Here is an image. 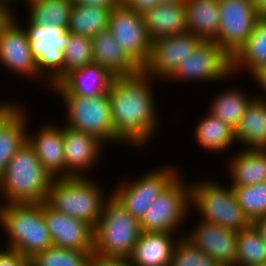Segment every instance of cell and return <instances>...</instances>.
Masks as SVG:
<instances>
[{
	"label": "cell",
	"mask_w": 266,
	"mask_h": 266,
	"mask_svg": "<svg viewBox=\"0 0 266 266\" xmlns=\"http://www.w3.org/2000/svg\"><path fill=\"white\" fill-rule=\"evenodd\" d=\"M170 266H221L212 256L203 253L183 235L174 248Z\"/></svg>",
	"instance_id": "obj_37"
},
{
	"label": "cell",
	"mask_w": 266,
	"mask_h": 266,
	"mask_svg": "<svg viewBox=\"0 0 266 266\" xmlns=\"http://www.w3.org/2000/svg\"><path fill=\"white\" fill-rule=\"evenodd\" d=\"M184 178L180 174L152 202V205L149 206L139 221L142 231L169 232L183 235L185 230L180 227L191 214V186L190 181Z\"/></svg>",
	"instance_id": "obj_8"
},
{
	"label": "cell",
	"mask_w": 266,
	"mask_h": 266,
	"mask_svg": "<svg viewBox=\"0 0 266 266\" xmlns=\"http://www.w3.org/2000/svg\"><path fill=\"white\" fill-rule=\"evenodd\" d=\"M6 4L4 0H0V9Z\"/></svg>",
	"instance_id": "obj_49"
},
{
	"label": "cell",
	"mask_w": 266,
	"mask_h": 266,
	"mask_svg": "<svg viewBox=\"0 0 266 266\" xmlns=\"http://www.w3.org/2000/svg\"><path fill=\"white\" fill-rule=\"evenodd\" d=\"M261 16L251 0L219 1V30L213 41L232 58L252 34Z\"/></svg>",
	"instance_id": "obj_11"
},
{
	"label": "cell",
	"mask_w": 266,
	"mask_h": 266,
	"mask_svg": "<svg viewBox=\"0 0 266 266\" xmlns=\"http://www.w3.org/2000/svg\"><path fill=\"white\" fill-rule=\"evenodd\" d=\"M65 105L64 126L95 136L104 145L124 142L115 134L109 94L94 97L59 95Z\"/></svg>",
	"instance_id": "obj_7"
},
{
	"label": "cell",
	"mask_w": 266,
	"mask_h": 266,
	"mask_svg": "<svg viewBox=\"0 0 266 266\" xmlns=\"http://www.w3.org/2000/svg\"><path fill=\"white\" fill-rule=\"evenodd\" d=\"M213 180L190 181L191 211L199 212L205 222L236 232L250 227L252 222L238 204L232 187Z\"/></svg>",
	"instance_id": "obj_6"
},
{
	"label": "cell",
	"mask_w": 266,
	"mask_h": 266,
	"mask_svg": "<svg viewBox=\"0 0 266 266\" xmlns=\"http://www.w3.org/2000/svg\"><path fill=\"white\" fill-rule=\"evenodd\" d=\"M73 4L92 5L99 7L113 8L120 3V0H71Z\"/></svg>",
	"instance_id": "obj_43"
},
{
	"label": "cell",
	"mask_w": 266,
	"mask_h": 266,
	"mask_svg": "<svg viewBox=\"0 0 266 266\" xmlns=\"http://www.w3.org/2000/svg\"><path fill=\"white\" fill-rule=\"evenodd\" d=\"M266 67V14L258 19L252 34L232 57V73L245 72L252 76ZM236 74V75H235Z\"/></svg>",
	"instance_id": "obj_25"
},
{
	"label": "cell",
	"mask_w": 266,
	"mask_h": 266,
	"mask_svg": "<svg viewBox=\"0 0 266 266\" xmlns=\"http://www.w3.org/2000/svg\"><path fill=\"white\" fill-rule=\"evenodd\" d=\"M185 0H157V5L159 3H181L184 2Z\"/></svg>",
	"instance_id": "obj_47"
},
{
	"label": "cell",
	"mask_w": 266,
	"mask_h": 266,
	"mask_svg": "<svg viewBox=\"0 0 266 266\" xmlns=\"http://www.w3.org/2000/svg\"><path fill=\"white\" fill-rule=\"evenodd\" d=\"M28 113L24 107L0 132V179L10 160L27 141L28 120L31 116Z\"/></svg>",
	"instance_id": "obj_31"
},
{
	"label": "cell",
	"mask_w": 266,
	"mask_h": 266,
	"mask_svg": "<svg viewBox=\"0 0 266 266\" xmlns=\"http://www.w3.org/2000/svg\"><path fill=\"white\" fill-rule=\"evenodd\" d=\"M142 15L151 41L188 31L184 2L159 3Z\"/></svg>",
	"instance_id": "obj_22"
},
{
	"label": "cell",
	"mask_w": 266,
	"mask_h": 266,
	"mask_svg": "<svg viewBox=\"0 0 266 266\" xmlns=\"http://www.w3.org/2000/svg\"><path fill=\"white\" fill-rule=\"evenodd\" d=\"M232 189L238 204L251 222L266 217V181Z\"/></svg>",
	"instance_id": "obj_35"
},
{
	"label": "cell",
	"mask_w": 266,
	"mask_h": 266,
	"mask_svg": "<svg viewBox=\"0 0 266 266\" xmlns=\"http://www.w3.org/2000/svg\"><path fill=\"white\" fill-rule=\"evenodd\" d=\"M231 187L254 185L266 181V150L240 149L229 157Z\"/></svg>",
	"instance_id": "obj_24"
},
{
	"label": "cell",
	"mask_w": 266,
	"mask_h": 266,
	"mask_svg": "<svg viewBox=\"0 0 266 266\" xmlns=\"http://www.w3.org/2000/svg\"><path fill=\"white\" fill-rule=\"evenodd\" d=\"M28 23V24H27ZM23 26L34 59L38 76L48 89L63 79L65 47L69 40V31L55 25H37L29 19Z\"/></svg>",
	"instance_id": "obj_9"
},
{
	"label": "cell",
	"mask_w": 266,
	"mask_h": 266,
	"mask_svg": "<svg viewBox=\"0 0 266 266\" xmlns=\"http://www.w3.org/2000/svg\"><path fill=\"white\" fill-rule=\"evenodd\" d=\"M93 177L54 178L46 203L61 213L96 226L105 200L110 196Z\"/></svg>",
	"instance_id": "obj_4"
},
{
	"label": "cell",
	"mask_w": 266,
	"mask_h": 266,
	"mask_svg": "<svg viewBox=\"0 0 266 266\" xmlns=\"http://www.w3.org/2000/svg\"><path fill=\"white\" fill-rule=\"evenodd\" d=\"M116 76L98 63L71 71L50 90L58 95L94 97L109 93Z\"/></svg>",
	"instance_id": "obj_19"
},
{
	"label": "cell",
	"mask_w": 266,
	"mask_h": 266,
	"mask_svg": "<svg viewBox=\"0 0 266 266\" xmlns=\"http://www.w3.org/2000/svg\"><path fill=\"white\" fill-rule=\"evenodd\" d=\"M229 77H234L232 58L216 42L203 41L166 81L217 83Z\"/></svg>",
	"instance_id": "obj_12"
},
{
	"label": "cell",
	"mask_w": 266,
	"mask_h": 266,
	"mask_svg": "<svg viewBox=\"0 0 266 266\" xmlns=\"http://www.w3.org/2000/svg\"><path fill=\"white\" fill-rule=\"evenodd\" d=\"M141 233L139 220L110 194L94 227V252L104 257L128 258Z\"/></svg>",
	"instance_id": "obj_5"
},
{
	"label": "cell",
	"mask_w": 266,
	"mask_h": 266,
	"mask_svg": "<svg viewBox=\"0 0 266 266\" xmlns=\"http://www.w3.org/2000/svg\"><path fill=\"white\" fill-rule=\"evenodd\" d=\"M108 30L124 52L142 69L151 50L143 15L120 2L111 9Z\"/></svg>",
	"instance_id": "obj_13"
},
{
	"label": "cell",
	"mask_w": 266,
	"mask_h": 266,
	"mask_svg": "<svg viewBox=\"0 0 266 266\" xmlns=\"http://www.w3.org/2000/svg\"><path fill=\"white\" fill-rule=\"evenodd\" d=\"M181 235L169 232H144L128 257L132 266H170Z\"/></svg>",
	"instance_id": "obj_21"
},
{
	"label": "cell",
	"mask_w": 266,
	"mask_h": 266,
	"mask_svg": "<svg viewBox=\"0 0 266 266\" xmlns=\"http://www.w3.org/2000/svg\"><path fill=\"white\" fill-rule=\"evenodd\" d=\"M243 90L234 86V88H226L223 92H217L209 104L210 106L207 109L208 113L227 123L235 130L245 109L255 98V91L250 96Z\"/></svg>",
	"instance_id": "obj_29"
},
{
	"label": "cell",
	"mask_w": 266,
	"mask_h": 266,
	"mask_svg": "<svg viewBox=\"0 0 266 266\" xmlns=\"http://www.w3.org/2000/svg\"><path fill=\"white\" fill-rule=\"evenodd\" d=\"M0 266H29V259L19 251L1 248Z\"/></svg>",
	"instance_id": "obj_38"
},
{
	"label": "cell",
	"mask_w": 266,
	"mask_h": 266,
	"mask_svg": "<svg viewBox=\"0 0 266 266\" xmlns=\"http://www.w3.org/2000/svg\"><path fill=\"white\" fill-rule=\"evenodd\" d=\"M64 52L63 78L73 70L94 63L91 37L69 31V40Z\"/></svg>",
	"instance_id": "obj_36"
},
{
	"label": "cell",
	"mask_w": 266,
	"mask_h": 266,
	"mask_svg": "<svg viewBox=\"0 0 266 266\" xmlns=\"http://www.w3.org/2000/svg\"><path fill=\"white\" fill-rule=\"evenodd\" d=\"M234 137L242 149L266 150V101L256 97L252 100L234 130Z\"/></svg>",
	"instance_id": "obj_26"
},
{
	"label": "cell",
	"mask_w": 266,
	"mask_h": 266,
	"mask_svg": "<svg viewBox=\"0 0 266 266\" xmlns=\"http://www.w3.org/2000/svg\"><path fill=\"white\" fill-rule=\"evenodd\" d=\"M0 227L8 238L4 248L19 251L28 259L52 246L43 202L0 204Z\"/></svg>",
	"instance_id": "obj_3"
},
{
	"label": "cell",
	"mask_w": 266,
	"mask_h": 266,
	"mask_svg": "<svg viewBox=\"0 0 266 266\" xmlns=\"http://www.w3.org/2000/svg\"><path fill=\"white\" fill-rule=\"evenodd\" d=\"M92 52L94 63L108 69L116 77L132 75L141 70L108 29L92 37Z\"/></svg>",
	"instance_id": "obj_23"
},
{
	"label": "cell",
	"mask_w": 266,
	"mask_h": 266,
	"mask_svg": "<svg viewBox=\"0 0 266 266\" xmlns=\"http://www.w3.org/2000/svg\"><path fill=\"white\" fill-rule=\"evenodd\" d=\"M88 266H132L128 258L104 257L96 252H91Z\"/></svg>",
	"instance_id": "obj_40"
},
{
	"label": "cell",
	"mask_w": 266,
	"mask_h": 266,
	"mask_svg": "<svg viewBox=\"0 0 266 266\" xmlns=\"http://www.w3.org/2000/svg\"><path fill=\"white\" fill-rule=\"evenodd\" d=\"M15 11L14 7L7 3L0 9V34L8 22L14 17Z\"/></svg>",
	"instance_id": "obj_44"
},
{
	"label": "cell",
	"mask_w": 266,
	"mask_h": 266,
	"mask_svg": "<svg viewBox=\"0 0 266 266\" xmlns=\"http://www.w3.org/2000/svg\"><path fill=\"white\" fill-rule=\"evenodd\" d=\"M43 216L53 246L78 251H94V227L91 224L54 210L45 201Z\"/></svg>",
	"instance_id": "obj_17"
},
{
	"label": "cell",
	"mask_w": 266,
	"mask_h": 266,
	"mask_svg": "<svg viewBox=\"0 0 266 266\" xmlns=\"http://www.w3.org/2000/svg\"><path fill=\"white\" fill-rule=\"evenodd\" d=\"M39 129L35 133L27 129V142L53 178L65 177L63 126L47 122Z\"/></svg>",
	"instance_id": "obj_20"
},
{
	"label": "cell",
	"mask_w": 266,
	"mask_h": 266,
	"mask_svg": "<svg viewBox=\"0 0 266 266\" xmlns=\"http://www.w3.org/2000/svg\"><path fill=\"white\" fill-rule=\"evenodd\" d=\"M120 2L140 14L157 5V0H120Z\"/></svg>",
	"instance_id": "obj_41"
},
{
	"label": "cell",
	"mask_w": 266,
	"mask_h": 266,
	"mask_svg": "<svg viewBox=\"0 0 266 266\" xmlns=\"http://www.w3.org/2000/svg\"><path fill=\"white\" fill-rule=\"evenodd\" d=\"M13 101H0V132L23 109L24 105Z\"/></svg>",
	"instance_id": "obj_39"
},
{
	"label": "cell",
	"mask_w": 266,
	"mask_h": 266,
	"mask_svg": "<svg viewBox=\"0 0 266 266\" xmlns=\"http://www.w3.org/2000/svg\"><path fill=\"white\" fill-rule=\"evenodd\" d=\"M112 8L72 4L68 31L77 35L93 37L108 29Z\"/></svg>",
	"instance_id": "obj_30"
},
{
	"label": "cell",
	"mask_w": 266,
	"mask_h": 266,
	"mask_svg": "<svg viewBox=\"0 0 266 266\" xmlns=\"http://www.w3.org/2000/svg\"><path fill=\"white\" fill-rule=\"evenodd\" d=\"M23 4L29 7L27 14L32 23L68 28L73 4L71 0H27Z\"/></svg>",
	"instance_id": "obj_32"
},
{
	"label": "cell",
	"mask_w": 266,
	"mask_h": 266,
	"mask_svg": "<svg viewBox=\"0 0 266 266\" xmlns=\"http://www.w3.org/2000/svg\"><path fill=\"white\" fill-rule=\"evenodd\" d=\"M153 80L141 69L132 75L116 77L111 85L108 94L112 123L115 134L125 145L145 148L160 128Z\"/></svg>",
	"instance_id": "obj_1"
},
{
	"label": "cell",
	"mask_w": 266,
	"mask_h": 266,
	"mask_svg": "<svg viewBox=\"0 0 266 266\" xmlns=\"http://www.w3.org/2000/svg\"><path fill=\"white\" fill-rule=\"evenodd\" d=\"M7 4L11 5V6H15V4L17 3V0H4ZM19 1V0H18ZM23 1V0H22ZM15 3V4H14Z\"/></svg>",
	"instance_id": "obj_48"
},
{
	"label": "cell",
	"mask_w": 266,
	"mask_h": 266,
	"mask_svg": "<svg viewBox=\"0 0 266 266\" xmlns=\"http://www.w3.org/2000/svg\"><path fill=\"white\" fill-rule=\"evenodd\" d=\"M256 7L262 14H266V0H251Z\"/></svg>",
	"instance_id": "obj_46"
},
{
	"label": "cell",
	"mask_w": 266,
	"mask_h": 266,
	"mask_svg": "<svg viewBox=\"0 0 266 266\" xmlns=\"http://www.w3.org/2000/svg\"><path fill=\"white\" fill-rule=\"evenodd\" d=\"M266 264V245L253 225L237 232L236 266Z\"/></svg>",
	"instance_id": "obj_33"
},
{
	"label": "cell",
	"mask_w": 266,
	"mask_h": 266,
	"mask_svg": "<svg viewBox=\"0 0 266 266\" xmlns=\"http://www.w3.org/2000/svg\"><path fill=\"white\" fill-rule=\"evenodd\" d=\"M16 13L17 11L0 34V64L19 77L24 76L33 81L37 79L40 82L42 79L37 74L29 40Z\"/></svg>",
	"instance_id": "obj_15"
},
{
	"label": "cell",
	"mask_w": 266,
	"mask_h": 266,
	"mask_svg": "<svg viewBox=\"0 0 266 266\" xmlns=\"http://www.w3.org/2000/svg\"><path fill=\"white\" fill-rule=\"evenodd\" d=\"M65 177H90L102 160L103 142L95 136L63 125ZM88 173V174H87ZM87 174V175H86Z\"/></svg>",
	"instance_id": "obj_16"
},
{
	"label": "cell",
	"mask_w": 266,
	"mask_h": 266,
	"mask_svg": "<svg viewBox=\"0 0 266 266\" xmlns=\"http://www.w3.org/2000/svg\"><path fill=\"white\" fill-rule=\"evenodd\" d=\"M186 26L203 41H213L219 30V0H185Z\"/></svg>",
	"instance_id": "obj_27"
},
{
	"label": "cell",
	"mask_w": 266,
	"mask_h": 266,
	"mask_svg": "<svg viewBox=\"0 0 266 266\" xmlns=\"http://www.w3.org/2000/svg\"><path fill=\"white\" fill-rule=\"evenodd\" d=\"M91 252L52 245L30 258L29 266H88Z\"/></svg>",
	"instance_id": "obj_34"
},
{
	"label": "cell",
	"mask_w": 266,
	"mask_h": 266,
	"mask_svg": "<svg viewBox=\"0 0 266 266\" xmlns=\"http://www.w3.org/2000/svg\"><path fill=\"white\" fill-rule=\"evenodd\" d=\"M202 42L189 31L151 41L150 55L142 70L156 81L166 82Z\"/></svg>",
	"instance_id": "obj_14"
},
{
	"label": "cell",
	"mask_w": 266,
	"mask_h": 266,
	"mask_svg": "<svg viewBox=\"0 0 266 266\" xmlns=\"http://www.w3.org/2000/svg\"><path fill=\"white\" fill-rule=\"evenodd\" d=\"M196 224L183 236L203 253L212 256L221 266H236L237 232L201 219Z\"/></svg>",
	"instance_id": "obj_18"
},
{
	"label": "cell",
	"mask_w": 266,
	"mask_h": 266,
	"mask_svg": "<svg viewBox=\"0 0 266 266\" xmlns=\"http://www.w3.org/2000/svg\"><path fill=\"white\" fill-rule=\"evenodd\" d=\"M194 130L196 143L201 149L215 152L217 155L230 151L233 143H236L234 129L208 112L195 125Z\"/></svg>",
	"instance_id": "obj_28"
},
{
	"label": "cell",
	"mask_w": 266,
	"mask_h": 266,
	"mask_svg": "<svg viewBox=\"0 0 266 266\" xmlns=\"http://www.w3.org/2000/svg\"><path fill=\"white\" fill-rule=\"evenodd\" d=\"M53 179L26 141L10 160L0 179L3 199L0 204L44 202Z\"/></svg>",
	"instance_id": "obj_2"
},
{
	"label": "cell",
	"mask_w": 266,
	"mask_h": 266,
	"mask_svg": "<svg viewBox=\"0 0 266 266\" xmlns=\"http://www.w3.org/2000/svg\"><path fill=\"white\" fill-rule=\"evenodd\" d=\"M253 81L255 82V84H257L258 86L257 87H260L259 89V94H260V91H261V94H255V97L257 99H260V100H263V101H266V67L265 68H262L260 69L258 72H256L253 76ZM263 92V93H262Z\"/></svg>",
	"instance_id": "obj_42"
},
{
	"label": "cell",
	"mask_w": 266,
	"mask_h": 266,
	"mask_svg": "<svg viewBox=\"0 0 266 266\" xmlns=\"http://www.w3.org/2000/svg\"><path fill=\"white\" fill-rule=\"evenodd\" d=\"M158 168V169H157ZM177 166L164 165L138 177V179H121L116 188L110 190L112 195L135 219L141 220L152 202L182 173ZM179 169V170H178ZM129 180V181H128ZM131 180V181H130ZM114 190V191H113Z\"/></svg>",
	"instance_id": "obj_10"
},
{
	"label": "cell",
	"mask_w": 266,
	"mask_h": 266,
	"mask_svg": "<svg viewBox=\"0 0 266 266\" xmlns=\"http://www.w3.org/2000/svg\"><path fill=\"white\" fill-rule=\"evenodd\" d=\"M252 225L258 231V233L260 234L262 240L264 241L266 245V217H262V218L254 220L252 222Z\"/></svg>",
	"instance_id": "obj_45"
}]
</instances>
